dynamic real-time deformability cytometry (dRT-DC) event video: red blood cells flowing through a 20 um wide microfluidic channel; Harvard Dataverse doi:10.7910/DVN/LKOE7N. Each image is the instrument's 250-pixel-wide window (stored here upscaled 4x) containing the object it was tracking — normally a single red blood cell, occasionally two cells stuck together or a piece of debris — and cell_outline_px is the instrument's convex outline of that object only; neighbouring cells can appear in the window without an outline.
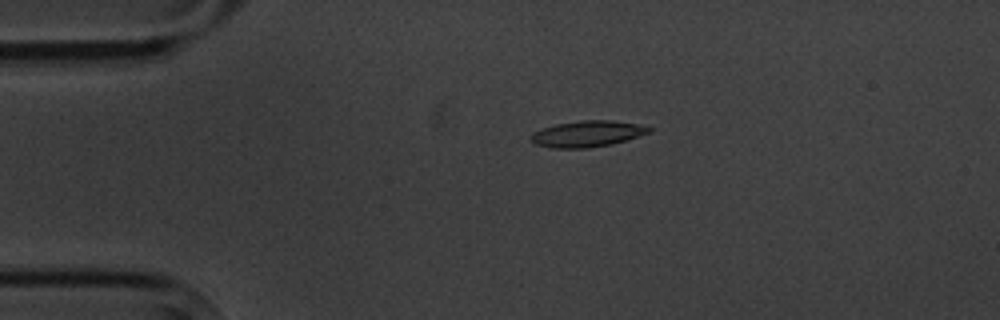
{"species": "common noctule bat (a hibernating species)", "species_latin": "Nyctalus noctula", "temperature_condition": "cold", "stored_images_in_passage": 2, "camera_frame_rate_fps": 3000, "um_per_image_px": 0.085, "animal": {"sex": "male", "body_mass_g": 20.1, "forearm_length_mm": 53.5}, "frame": {"image": 1, "passage_image": 1, "time_ms": 0.0, "image_size_px": [1000, 320], "cell_outline_px": [[652, 132], [624, 140], [608, 144], [584, 148], [552, 148], [536, 144], [528, 136], [532, 132], [556, 124], [580, 120], [612, 120], [636, 124], [652, 128]], "centroid_in_image_um": [49.88, 11.36], "position_along_channel_um": 35.1, "area_um2": 17.74}}